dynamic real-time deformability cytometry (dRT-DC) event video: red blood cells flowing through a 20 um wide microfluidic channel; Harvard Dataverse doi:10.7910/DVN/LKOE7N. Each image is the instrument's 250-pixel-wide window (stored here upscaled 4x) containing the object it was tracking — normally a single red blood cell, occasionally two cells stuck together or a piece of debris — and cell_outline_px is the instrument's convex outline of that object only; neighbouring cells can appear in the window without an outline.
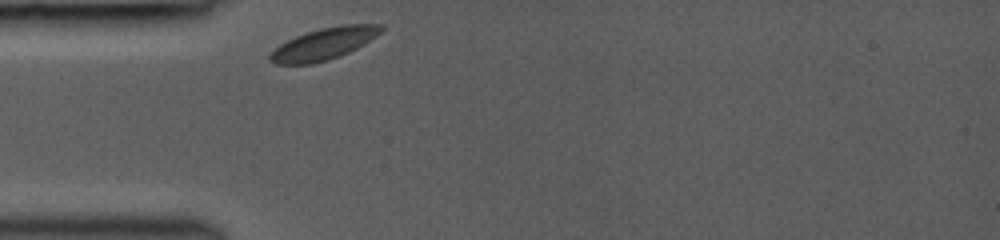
{"species": "common noctule bat (a hibernating species)", "species_latin": "Nyctalus noctula", "temperature_condition": "room temperature", "stored_images_in_passage": 28, "camera_frame_rate_fps": 3000, "um_per_image_px": 0.085, "animal": {"sex": "female", "body_mass_g": 19.0, "forearm_length_mm": 53.3}, "frame": {"image": 1, "passage_image": 1, "time_ms": 0.0, "image_size_px": [1000, 240], "cell_outline_px": [[384, 28], [376, 36], [364, 44], [348, 52], [328, 60], [312, 64], [276, 64], [268, 60], [268, 56], [280, 44], [296, 36], [320, 28], [344, 24], [384, 24]], "centroid_in_image_um": [27.54, 3.72], "position_along_channel_um": 57.5, "area_um2": 20.4}}
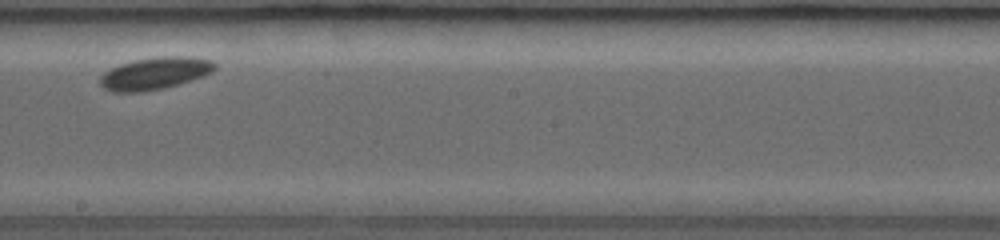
{"frame": {"image": 2, "passage_image": 15, "time_ms": 4.667, "image_size_px": [1000, 240], "cell_outline_px": [[216, 68], [212, 72], [180, 84], [164, 88], [140, 92], [112, 92], [104, 88], [100, 84], [100, 76], [104, 72], [120, 64], [132, 60], [156, 56], [188, 56], [212, 60], [216, 64]], "centroid_in_image_um": [13.16, 6.23], "position_along_channel_um": 235.0, "area_um2": 21.68}}
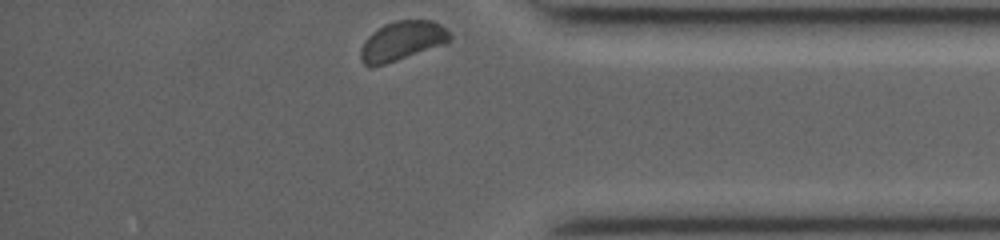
{"frame": {"image": 3, "passage_image": 28, "time_ms": 9.0, "image_size_px": [1000, 240], "cell_outline_px": [[452, 40], [444, 44], [372, 68], [368, 68], [360, 60], [360, 48], [364, 40], [372, 32], [384, 24], [396, 20], [432, 20], [448, 28], [452, 36]], "centroid_in_image_um": [34.17, 3.47], "position_along_channel_um": 401.0, "area_um2": 20.63}, "authors_computed_cell_mechanics": {"area_um2": 20.3167, "velocity_mm_per_s": 3.916, "shape_relaxation_time_tau1_ms": 0.2453, "shape_relaxation_time_tau2_ms": null, "deformation_change_tau1": 0.0321, "deformation_change_tau2": null}}